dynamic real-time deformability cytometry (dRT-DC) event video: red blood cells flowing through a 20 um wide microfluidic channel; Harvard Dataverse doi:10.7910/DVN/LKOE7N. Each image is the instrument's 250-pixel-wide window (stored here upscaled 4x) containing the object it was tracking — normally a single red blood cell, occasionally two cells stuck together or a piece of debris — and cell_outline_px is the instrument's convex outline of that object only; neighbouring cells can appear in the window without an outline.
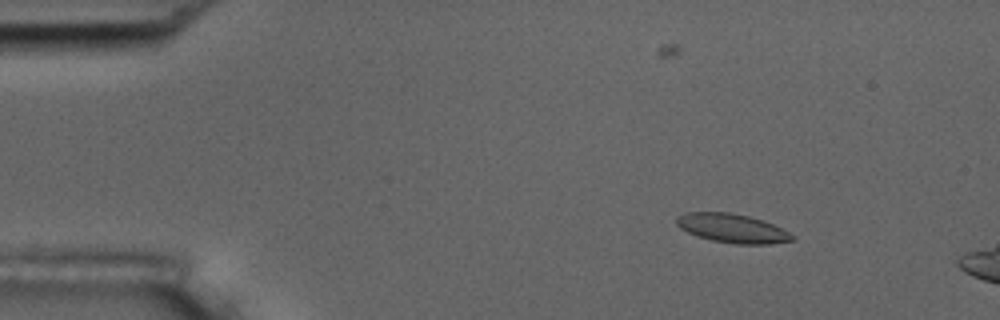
{"species": "common noctule bat (a hibernating species)", "species_latin": "Nyctalus noctula", "temperature_condition": "room temperature", "stored_images_in_passage": 12, "camera_frame_rate_fps": 3000, "um_per_image_px": 0.085, "animal": {"sex": "male", "body_mass_g": 17.5, "forearm_length_mm": 52.3}, "frame": {"image": 1, "passage_image": 7, "time_ms": 2.0, "image_size_px": [1000, 320], "cell_outline_px": [[796, 236], [792, 240], [768, 244], [736, 244], [712, 240], [688, 232], [680, 228], [676, 224], [676, 216], [684, 212], [728, 212], [748, 216], [772, 224]], "centroid_in_image_um": [62.2, 19.4], "position_along_channel_um": 22.8, "area_um2": 19.25}}